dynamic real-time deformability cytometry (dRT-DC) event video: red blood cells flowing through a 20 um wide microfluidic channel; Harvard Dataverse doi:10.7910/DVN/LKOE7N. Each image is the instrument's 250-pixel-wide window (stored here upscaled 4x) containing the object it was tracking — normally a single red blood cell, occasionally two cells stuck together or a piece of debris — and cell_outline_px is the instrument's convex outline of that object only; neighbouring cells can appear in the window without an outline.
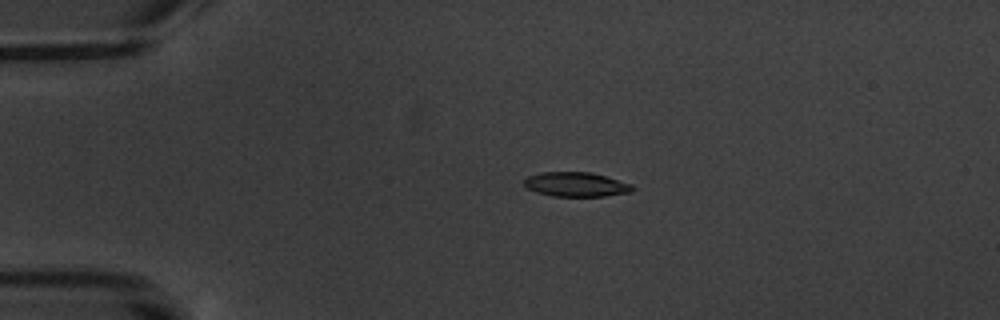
{"species": "common noctule bat (a hibernating species)", "species_latin": "Nyctalus noctula", "temperature_condition": "warm", "stored_images_in_passage": 5, "camera_frame_rate_fps": 3000, "um_per_image_px": 0.085, "animal": {"sex": "male", "body_mass_g": 20.1, "forearm_length_mm": 53.5}, "frame": {"image": 1, "passage_image": 4, "time_ms": 3.667, "image_size_px": [1000, 320], "cell_outline_px": [[636, 188], [632, 192], [604, 196], [552, 196], [536, 192], [528, 188], [524, 184], [524, 180], [528, 176], [540, 172], [592, 172], [632, 184]], "centroid_in_image_um": [48.99, 15.67], "position_along_channel_um": 36.0, "area_um2": 15.49}}